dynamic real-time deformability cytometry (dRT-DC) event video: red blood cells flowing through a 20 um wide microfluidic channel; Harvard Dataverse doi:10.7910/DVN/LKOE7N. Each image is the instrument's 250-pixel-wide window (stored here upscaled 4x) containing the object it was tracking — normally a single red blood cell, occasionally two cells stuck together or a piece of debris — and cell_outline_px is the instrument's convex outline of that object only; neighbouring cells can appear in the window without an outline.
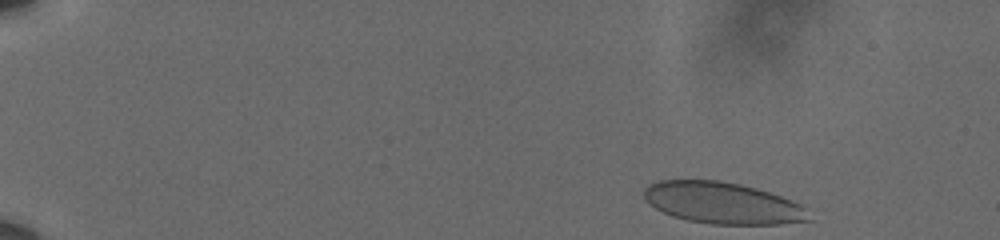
{"species": "human", "species_latin": "Homo sapiens", "temperature_condition": "cold", "stored_images_in_passage": 29, "camera_frame_rate_fps": 3000, "um_per_image_px": 0.085, "donor": {"sex": "male"}, "frame": {"image": 1, "passage_image": 1, "time_ms": 0.0, "image_size_px": [1000, 240], "cell_outline_px": [[812, 220], [780, 224], [712, 224], [688, 220], [672, 216], [656, 208], [644, 196], [644, 188], [648, 184], [660, 180], [720, 180], [740, 184], [756, 188], [792, 200], [800, 204], [804, 208]], "centroid_in_image_um": [61.42, 17.25], "position_along_channel_um": 23.6, "area_um2": 39.65}}
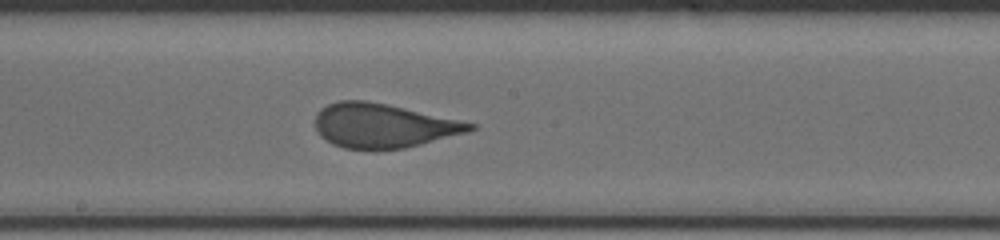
{"frame": {"image": 2, "passage_image": 16, "time_ms": 5.0, "image_size_px": [1000, 240], "cell_outline_px": [[476, 128], [468, 132], [404, 148], [344, 148], [332, 144], [320, 136], [316, 132], [316, 112], [320, 108], [328, 104], [340, 100], [368, 100], [388, 104], [476, 124]], "centroid_in_image_um": [32.53, 10.66], "position_along_channel_um": 215.7, "area_um2": 39.48}}
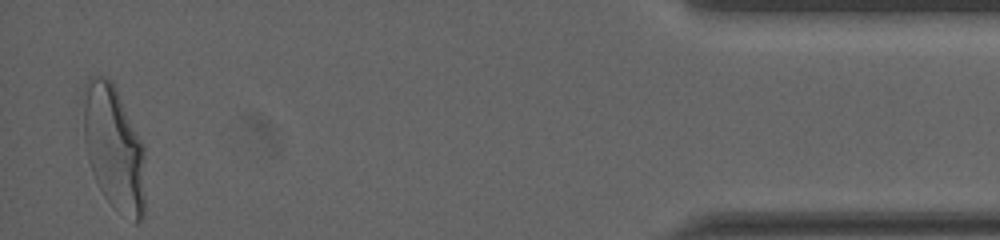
{"frame": {"image": 3, "passage_image": 29, "time_ms": 9.333, "image_size_px": [1000, 240], "cell_outline_px": [[144, 216], [140, 224], [136, 224], [116, 208], [104, 196], [92, 172], [88, 160], [84, 140], [84, 84], [88, 76], [104, 76], [112, 80], [144, 144]], "centroid_in_image_um": [9.69, 12.56], "position_along_channel_um": 425.5, "area_um2": 45.14}}